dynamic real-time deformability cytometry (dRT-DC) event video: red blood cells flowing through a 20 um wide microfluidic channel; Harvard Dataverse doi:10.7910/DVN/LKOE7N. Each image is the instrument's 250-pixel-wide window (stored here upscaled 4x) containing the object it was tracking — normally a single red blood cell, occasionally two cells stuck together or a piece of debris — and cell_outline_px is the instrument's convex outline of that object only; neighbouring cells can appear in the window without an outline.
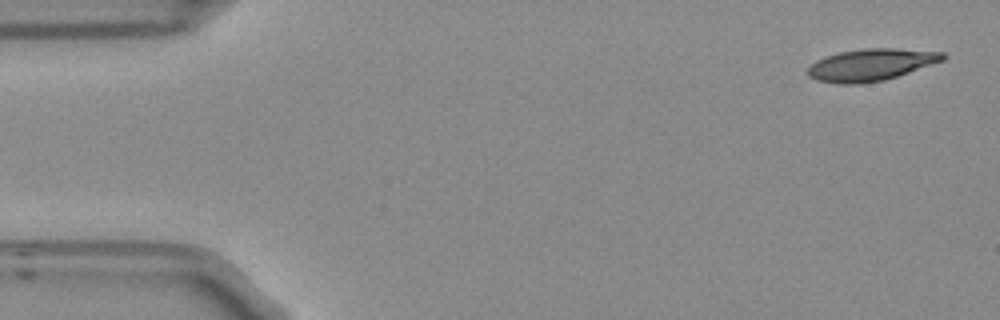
{"species": "Egyptian fruit bat (a non-hibernating species)", "species_latin": "Rousettus aegyptiacus", "temperature_condition": "room temperature", "stored_images_in_passage": 8, "camera_frame_rate_fps": 3000, "um_per_image_px": 0.085, "frame": {"image": 1, "passage_image": 1, "time_ms": 0.0, "image_size_px": [1000, 320], "cell_outline_px": [[948, 56], [944, 60], [884, 80], [856, 84], [840, 84], [816, 80], [808, 76], [808, 68], [816, 60], [840, 52], [864, 48], [892, 48], [944, 52]], "centroid_in_image_um": [74.04, 5.5], "position_along_channel_um": 11.0, "area_um2": 24.91}}
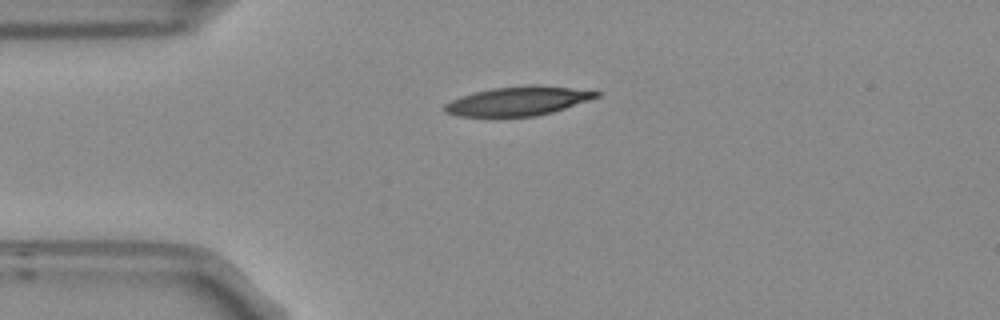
{"frame": {"image": 2, "passage_image": 4, "time_ms": 1.0, "image_size_px": [1000, 320], "cell_outline_px": [[600, 96], [552, 112], [536, 116], [456, 116], [444, 112], [444, 104], [460, 96], [492, 88], [528, 84], [536, 84], [572, 88], [600, 92]], "centroid_in_image_um": [44.01, 8.58], "position_along_channel_um": 41.0, "area_um2": 25.55}}